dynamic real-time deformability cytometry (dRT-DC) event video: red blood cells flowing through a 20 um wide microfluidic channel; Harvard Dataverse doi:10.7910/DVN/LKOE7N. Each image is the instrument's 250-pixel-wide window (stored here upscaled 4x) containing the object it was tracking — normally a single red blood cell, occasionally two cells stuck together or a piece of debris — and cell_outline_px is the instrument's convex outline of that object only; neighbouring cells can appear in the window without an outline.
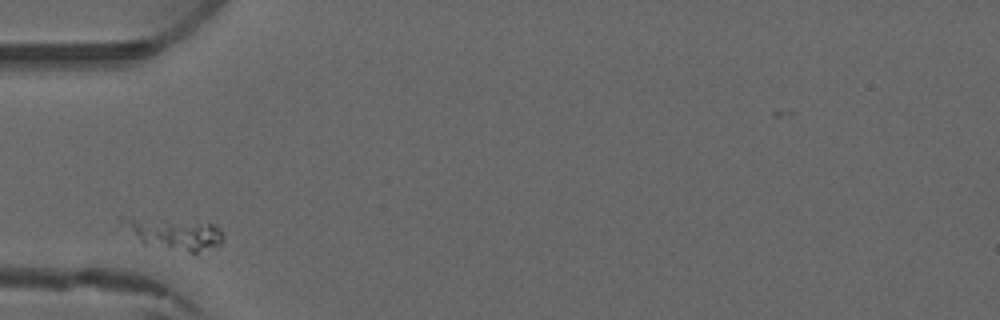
{"species": "common noctule bat (a hibernating species)", "species_latin": "Nyctalus noctula", "temperature_condition": "warm", "stored_images_in_passage": 3, "camera_frame_rate_fps": 3000, "um_per_image_px": 0.085, "animal": {"sex": "male", "forearm_length_mm": 52.5}, "frame": {"image": 1, "passage_image": 3, "time_ms": 5.333, "image_size_px": [1000, 320], "cell_outline_px": [[224, 240], [220, 244], [196, 252], [188, 252], [144, 244], [120, 224], [120, 216], [212, 224], [220, 228], [224, 232]], "centroid_in_image_um": [14.79, 19.86], "position_along_channel_um": 70.2, "area_um2": 18.03}}